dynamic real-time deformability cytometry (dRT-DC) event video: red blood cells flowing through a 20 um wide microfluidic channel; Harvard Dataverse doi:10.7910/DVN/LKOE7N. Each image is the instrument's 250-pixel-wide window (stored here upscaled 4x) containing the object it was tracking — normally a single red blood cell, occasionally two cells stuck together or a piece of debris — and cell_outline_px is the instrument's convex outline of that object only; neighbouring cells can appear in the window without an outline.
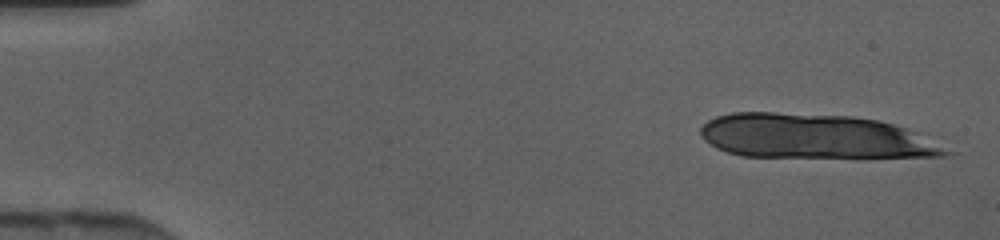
{"species": "human", "species_latin": "Homo sapiens", "temperature_condition": "cold", "stored_images_in_passage": 12, "camera_frame_rate_fps": 3000, "um_per_image_px": 0.085, "donor": {"sex": "female"}, "frame": {"image": 1, "passage_image": 1, "time_ms": 0.0, "image_size_px": [1000, 240], "cell_outline_px": [[956, 152], [948, 156], [744, 156], [728, 152], [716, 148], [704, 140], [700, 136], [700, 128], [708, 120], [716, 116], [732, 112], [776, 112], [852, 116], [876, 120], [908, 128]], "centroid_in_image_um": [69.22, 11.58], "position_along_channel_um": 15.8, "area_um2": 63.06}}